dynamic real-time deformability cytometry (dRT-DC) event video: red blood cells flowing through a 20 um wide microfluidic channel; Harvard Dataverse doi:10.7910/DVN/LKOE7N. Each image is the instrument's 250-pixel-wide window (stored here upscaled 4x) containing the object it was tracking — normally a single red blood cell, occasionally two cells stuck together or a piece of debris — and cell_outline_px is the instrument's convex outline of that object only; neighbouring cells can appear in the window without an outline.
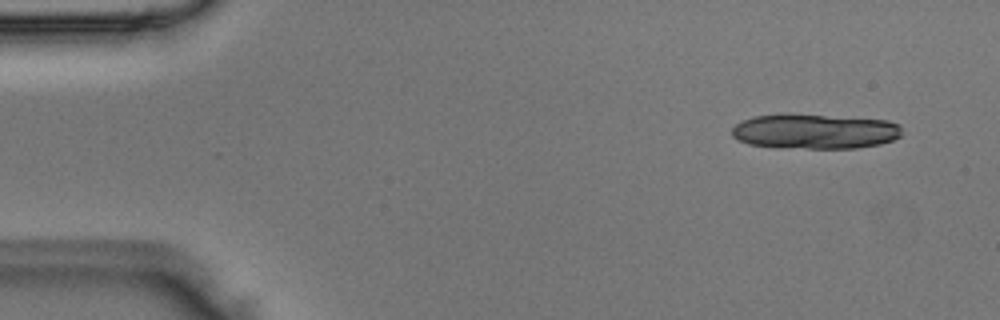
{"species": "Egyptian fruit bat (a non-hibernating species)", "species_latin": "Rousettus aegyptiacus", "temperature_condition": "room temperature", "stored_images_in_passage": 3, "camera_frame_rate_fps": 3000, "um_per_image_px": 0.085, "animal": {"sex": "male"}, "frame": {"image": 1, "passage_image": 1, "time_ms": 0.0, "image_size_px": [1000, 320], "cell_outline_px": [[900, 136], [892, 140], [880, 144], [856, 148], [808, 148], [748, 144], [732, 136], [732, 128], [740, 120], [752, 116], [788, 112], [792, 112], [888, 120], [900, 124]], "centroid_in_image_um": [69.24, 11.12], "position_along_channel_um": 15.8, "area_um2": 35.08}}